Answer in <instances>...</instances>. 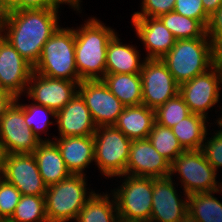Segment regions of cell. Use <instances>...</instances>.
<instances>
[{
    "label": "cell",
    "instance_id": "obj_1",
    "mask_svg": "<svg viewBox=\"0 0 222 222\" xmlns=\"http://www.w3.org/2000/svg\"><path fill=\"white\" fill-rule=\"evenodd\" d=\"M59 10L61 7L4 13L0 19V34L34 68L44 44L61 26Z\"/></svg>",
    "mask_w": 222,
    "mask_h": 222
},
{
    "label": "cell",
    "instance_id": "obj_2",
    "mask_svg": "<svg viewBox=\"0 0 222 222\" xmlns=\"http://www.w3.org/2000/svg\"><path fill=\"white\" fill-rule=\"evenodd\" d=\"M95 16L75 28V62L80 80H101L106 74L107 45L117 33Z\"/></svg>",
    "mask_w": 222,
    "mask_h": 222
},
{
    "label": "cell",
    "instance_id": "obj_3",
    "mask_svg": "<svg viewBox=\"0 0 222 222\" xmlns=\"http://www.w3.org/2000/svg\"><path fill=\"white\" fill-rule=\"evenodd\" d=\"M180 85L209 70L216 61V50L207 33L201 38L178 39L161 59Z\"/></svg>",
    "mask_w": 222,
    "mask_h": 222
},
{
    "label": "cell",
    "instance_id": "obj_4",
    "mask_svg": "<svg viewBox=\"0 0 222 222\" xmlns=\"http://www.w3.org/2000/svg\"><path fill=\"white\" fill-rule=\"evenodd\" d=\"M33 71L43 76L81 82L75 62V28L59 27L42 48Z\"/></svg>",
    "mask_w": 222,
    "mask_h": 222
},
{
    "label": "cell",
    "instance_id": "obj_5",
    "mask_svg": "<svg viewBox=\"0 0 222 222\" xmlns=\"http://www.w3.org/2000/svg\"><path fill=\"white\" fill-rule=\"evenodd\" d=\"M86 178V175L71 174L59 183L47 187L45 206L48 222H72L76 220L86 201L95 192V189L87 187Z\"/></svg>",
    "mask_w": 222,
    "mask_h": 222
},
{
    "label": "cell",
    "instance_id": "obj_6",
    "mask_svg": "<svg viewBox=\"0 0 222 222\" xmlns=\"http://www.w3.org/2000/svg\"><path fill=\"white\" fill-rule=\"evenodd\" d=\"M113 194L119 219L124 222H149L152 209L153 178L121 175ZM123 178V179H122ZM119 184V186H118Z\"/></svg>",
    "mask_w": 222,
    "mask_h": 222
},
{
    "label": "cell",
    "instance_id": "obj_7",
    "mask_svg": "<svg viewBox=\"0 0 222 222\" xmlns=\"http://www.w3.org/2000/svg\"><path fill=\"white\" fill-rule=\"evenodd\" d=\"M218 173L201 150H185L170 165V177L179 180L187 195L213 192L222 188Z\"/></svg>",
    "mask_w": 222,
    "mask_h": 222
},
{
    "label": "cell",
    "instance_id": "obj_8",
    "mask_svg": "<svg viewBox=\"0 0 222 222\" xmlns=\"http://www.w3.org/2000/svg\"><path fill=\"white\" fill-rule=\"evenodd\" d=\"M93 137L97 170L108 179L124 175L132 140L115 126L97 127Z\"/></svg>",
    "mask_w": 222,
    "mask_h": 222
},
{
    "label": "cell",
    "instance_id": "obj_9",
    "mask_svg": "<svg viewBox=\"0 0 222 222\" xmlns=\"http://www.w3.org/2000/svg\"><path fill=\"white\" fill-rule=\"evenodd\" d=\"M222 65L216 62L206 72L179 85V95L189 107L191 113L207 119L209 111L216 107L222 93ZM221 93V94H220Z\"/></svg>",
    "mask_w": 222,
    "mask_h": 222
},
{
    "label": "cell",
    "instance_id": "obj_10",
    "mask_svg": "<svg viewBox=\"0 0 222 222\" xmlns=\"http://www.w3.org/2000/svg\"><path fill=\"white\" fill-rule=\"evenodd\" d=\"M20 98L16 97L0 119V147L3 154L33 153L40 143L24 121Z\"/></svg>",
    "mask_w": 222,
    "mask_h": 222
},
{
    "label": "cell",
    "instance_id": "obj_11",
    "mask_svg": "<svg viewBox=\"0 0 222 222\" xmlns=\"http://www.w3.org/2000/svg\"><path fill=\"white\" fill-rule=\"evenodd\" d=\"M142 104L156 110L179 94V84L161 59H146L140 71Z\"/></svg>",
    "mask_w": 222,
    "mask_h": 222
},
{
    "label": "cell",
    "instance_id": "obj_12",
    "mask_svg": "<svg viewBox=\"0 0 222 222\" xmlns=\"http://www.w3.org/2000/svg\"><path fill=\"white\" fill-rule=\"evenodd\" d=\"M1 177L22 195L45 196L47 191L32 153L4 154Z\"/></svg>",
    "mask_w": 222,
    "mask_h": 222
},
{
    "label": "cell",
    "instance_id": "obj_13",
    "mask_svg": "<svg viewBox=\"0 0 222 222\" xmlns=\"http://www.w3.org/2000/svg\"><path fill=\"white\" fill-rule=\"evenodd\" d=\"M78 92L84 98L96 127L114 126L125 108L102 80H82Z\"/></svg>",
    "mask_w": 222,
    "mask_h": 222
},
{
    "label": "cell",
    "instance_id": "obj_14",
    "mask_svg": "<svg viewBox=\"0 0 222 222\" xmlns=\"http://www.w3.org/2000/svg\"><path fill=\"white\" fill-rule=\"evenodd\" d=\"M78 86L76 81L51 78L33 71L24 96L57 112L78 93Z\"/></svg>",
    "mask_w": 222,
    "mask_h": 222
},
{
    "label": "cell",
    "instance_id": "obj_15",
    "mask_svg": "<svg viewBox=\"0 0 222 222\" xmlns=\"http://www.w3.org/2000/svg\"><path fill=\"white\" fill-rule=\"evenodd\" d=\"M175 182V183H174ZM174 178H153L151 218L149 222H180L188 213V195H178ZM182 196V197H181Z\"/></svg>",
    "mask_w": 222,
    "mask_h": 222
},
{
    "label": "cell",
    "instance_id": "obj_16",
    "mask_svg": "<svg viewBox=\"0 0 222 222\" xmlns=\"http://www.w3.org/2000/svg\"><path fill=\"white\" fill-rule=\"evenodd\" d=\"M33 67L0 34V81L15 97L26 93Z\"/></svg>",
    "mask_w": 222,
    "mask_h": 222
},
{
    "label": "cell",
    "instance_id": "obj_17",
    "mask_svg": "<svg viewBox=\"0 0 222 222\" xmlns=\"http://www.w3.org/2000/svg\"><path fill=\"white\" fill-rule=\"evenodd\" d=\"M171 163L147 139L132 140L125 175L162 178L170 175Z\"/></svg>",
    "mask_w": 222,
    "mask_h": 222
},
{
    "label": "cell",
    "instance_id": "obj_18",
    "mask_svg": "<svg viewBox=\"0 0 222 222\" xmlns=\"http://www.w3.org/2000/svg\"><path fill=\"white\" fill-rule=\"evenodd\" d=\"M130 23L144 44L145 59H162L175 44L176 39L158 17H131Z\"/></svg>",
    "mask_w": 222,
    "mask_h": 222
},
{
    "label": "cell",
    "instance_id": "obj_19",
    "mask_svg": "<svg viewBox=\"0 0 222 222\" xmlns=\"http://www.w3.org/2000/svg\"><path fill=\"white\" fill-rule=\"evenodd\" d=\"M55 122L59 137L93 136L97 129L86 102L79 92L56 112Z\"/></svg>",
    "mask_w": 222,
    "mask_h": 222
},
{
    "label": "cell",
    "instance_id": "obj_20",
    "mask_svg": "<svg viewBox=\"0 0 222 222\" xmlns=\"http://www.w3.org/2000/svg\"><path fill=\"white\" fill-rule=\"evenodd\" d=\"M57 144L66 168L73 175H87L86 170L90 168L94 159V137L93 136H53ZM87 168V169H85Z\"/></svg>",
    "mask_w": 222,
    "mask_h": 222
},
{
    "label": "cell",
    "instance_id": "obj_21",
    "mask_svg": "<svg viewBox=\"0 0 222 222\" xmlns=\"http://www.w3.org/2000/svg\"><path fill=\"white\" fill-rule=\"evenodd\" d=\"M119 36L117 32L107 45L106 74L140 73L146 59H141L137 46L123 44Z\"/></svg>",
    "mask_w": 222,
    "mask_h": 222
},
{
    "label": "cell",
    "instance_id": "obj_22",
    "mask_svg": "<svg viewBox=\"0 0 222 222\" xmlns=\"http://www.w3.org/2000/svg\"><path fill=\"white\" fill-rule=\"evenodd\" d=\"M32 154L47 186L59 183L71 175L54 141H41Z\"/></svg>",
    "mask_w": 222,
    "mask_h": 222
},
{
    "label": "cell",
    "instance_id": "obj_23",
    "mask_svg": "<svg viewBox=\"0 0 222 222\" xmlns=\"http://www.w3.org/2000/svg\"><path fill=\"white\" fill-rule=\"evenodd\" d=\"M155 122V110L141 104L125 106L114 126L130 140H139L148 138Z\"/></svg>",
    "mask_w": 222,
    "mask_h": 222
},
{
    "label": "cell",
    "instance_id": "obj_24",
    "mask_svg": "<svg viewBox=\"0 0 222 222\" xmlns=\"http://www.w3.org/2000/svg\"><path fill=\"white\" fill-rule=\"evenodd\" d=\"M101 80L125 106L142 104V79L140 73L105 74Z\"/></svg>",
    "mask_w": 222,
    "mask_h": 222
},
{
    "label": "cell",
    "instance_id": "obj_25",
    "mask_svg": "<svg viewBox=\"0 0 222 222\" xmlns=\"http://www.w3.org/2000/svg\"><path fill=\"white\" fill-rule=\"evenodd\" d=\"M107 193L94 192L74 222H118L120 219L115 198L112 193Z\"/></svg>",
    "mask_w": 222,
    "mask_h": 222
},
{
    "label": "cell",
    "instance_id": "obj_26",
    "mask_svg": "<svg viewBox=\"0 0 222 222\" xmlns=\"http://www.w3.org/2000/svg\"><path fill=\"white\" fill-rule=\"evenodd\" d=\"M211 124L206 117L191 113L171 129L185 150H201Z\"/></svg>",
    "mask_w": 222,
    "mask_h": 222
},
{
    "label": "cell",
    "instance_id": "obj_27",
    "mask_svg": "<svg viewBox=\"0 0 222 222\" xmlns=\"http://www.w3.org/2000/svg\"><path fill=\"white\" fill-rule=\"evenodd\" d=\"M216 193L222 194V188L188 195V213L198 222H222V201Z\"/></svg>",
    "mask_w": 222,
    "mask_h": 222
},
{
    "label": "cell",
    "instance_id": "obj_28",
    "mask_svg": "<svg viewBox=\"0 0 222 222\" xmlns=\"http://www.w3.org/2000/svg\"><path fill=\"white\" fill-rule=\"evenodd\" d=\"M176 40L201 38L207 29L198 21L174 11L158 17Z\"/></svg>",
    "mask_w": 222,
    "mask_h": 222
},
{
    "label": "cell",
    "instance_id": "obj_29",
    "mask_svg": "<svg viewBox=\"0 0 222 222\" xmlns=\"http://www.w3.org/2000/svg\"><path fill=\"white\" fill-rule=\"evenodd\" d=\"M21 105L24 109V121L26 122L27 127L32 129L33 134L40 140V142L53 141V138L50 139L48 136V129L50 125H56L54 122V120H56V112L43 105L35 104L34 102L30 104L21 103ZM50 117L53 119L52 121L50 120ZM42 134L45 136L47 134L46 138H44V136L42 137Z\"/></svg>",
    "mask_w": 222,
    "mask_h": 222
},
{
    "label": "cell",
    "instance_id": "obj_30",
    "mask_svg": "<svg viewBox=\"0 0 222 222\" xmlns=\"http://www.w3.org/2000/svg\"><path fill=\"white\" fill-rule=\"evenodd\" d=\"M148 140L156 151L172 163L185 149L169 127L154 123Z\"/></svg>",
    "mask_w": 222,
    "mask_h": 222
},
{
    "label": "cell",
    "instance_id": "obj_31",
    "mask_svg": "<svg viewBox=\"0 0 222 222\" xmlns=\"http://www.w3.org/2000/svg\"><path fill=\"white\" fill-rule=\"evenodd\" d=\"M8 222H48L45 196L22 195Z\"/></svg>",
    "mask_w": 222,
    "mask_h": 222
},
{
    "label": "cell",
    "instance_id": "obj_32",
    "mask_svg": "<svg viewBox=\"0 0 222 222\" xmlns=\"http://www.w3.org/2000/svg\"><path fill=\"white\" fill-rule=\"evenodd\" d=\"M190 114L189 107L178 94L155 110V120L159 125L171 128Z\"/></svg>",
    "mask_w": 222,
    "mask_h": 222
},
{
    "label": "cell",
    "instance_id": "obj_33",
    "mask_svg": "<svg viewBox=\"0 0 222 222\" xmlns=\"http://www.w3.org/2000/svg\"><path fill=\"white\" fill-rule=\"evenodd\" d=\"M218 130H208L201 151L207 161L214 167L216 172L222 168V123L216 124ZM211 133H208V132ZM213 131V132H212ZM211 135V137H207Z\"/></svg>",
    "mask_w": 222,
    "mask_h": 222
},
{
    "label": "cell",
    "instance_id": "obj_34",
    "mask_svg": "<svg viewBox=\"0 0 222 222\" xmlns=\"http://www.w3.org/2000/svg\"><path fill=\"white\" fill-rule=\"evenodd\" d=\"M21 192L0 176V221H8L20 201Z\"/></svg>",
    "mask_w": 222,
    "mask_h": 222
},
{
    "label": "cell",
    "instance_id": "obj_35",
    "mask_svg": "<svg viewBox=\"0 0 222 222\" xmlns=\"http://www.w3.org/2000/svg\"><path fill=\"white\" fill-rule=\"evenodd\" d=\"M174 12L198 20L206 29L210 16L205 12L202 0H176Z\"/></svg>",
    "mask_w": 222,
    "mask_h": 222
},
{
    "label": "cell",
    "instance_id": "obj_36",
    "mask_svg": "<svg viewBox=\"0 0 222 222\" xmlns=\"http://www.w3.org/2000/svg\"><path fill=\"white\" fill-rule=\"evenodd\" d=\"M140 12H134L132 17H159L174 10L176 0H141Z\"/></svg>",
    "mask_w": 222,
    "mask_h": 222
},
{
    "label": "cell",
    "instance_id": "obj_37",
    "mask_svg": "<svg viewBox=\"0 0 222 222\" xmlns=\"http://www.w3.org/2000/svg\"><path fill=\"white\" fill-rule=\"evenodd\" d=\"M81 0H20V10L61 7L63 4L72 8L76 13H82ZM61 5V6H60Z\"/></svg>",
    "mask_w": 222,
    "mask_h": 222
},
{
    "label": "cell",
    "instance_id": "obj_38",
    "mask_svg": "<svg viewBox=\"0 0 222 222\" xmlns=\"http://www.w3.org/2000/svg\"><path fill=\"white\" fill-rule=\"evenodd\" d=\"M207 35L217 50L222 45V6L210 17Z\"/></svg>",
    "mask_w": 222,
    "mask_h": 222
},
{
    "label": "cell",
    "instance_id": "obj_39",
    "mask_svg": "<svg viewBox=\"0 0 222 222\" xmlns=\"http://www.w3.org/2000/svg\"><path fill=\"white\" fill-rule=\"evenodd\" d=\"M15 100L16 97L10 92H0V119Z\"/></svg>",
    "mask_w": 222,
    "mask_h": 222
},
{
    "label": "cell",
    "instance_id": "obj_40",
    "mask_svg": "<svg viewBox=\"0 0 222 222\" xmlns=\"http://www.w3.org/2000/svg\"><path fill=\"white\" fill-rule=\"evenodd\" d=\"M16 10H20V0H0V12L2 14Z\"/></svg>",
    "mask_w": 222,
    "mask_h": 222
},
{
    "label": "cell",
    "instance_id": "obj_41",
    "mask_svg": "<svg viewBox=\"0 0 222 222\" xmlns=\"http://www.w3.org/2000/svg\"><path fill=\"white\" fill-rule=\"evenodd\" d=\"M205 12L211 17L221 6L222 0H202Z\"/></svg>",
    "mask_w": 222,
    "mask_h": 222
},
{
    "label": "cell",
    "instance_id": "obj_42",
    "mask_svg": "<svg viewBox=\"0 0 222 222\" xmlns=\"http://www.w3.org/2000/svg\"><path fill=\"white\" fill-rule=\"evenodd\" d=\"M216 61L222 65V45L216 50Z\"/></svg>",
    "mask_w": 222,
    "mask_h": 222
},
{
    "label": "cell",
    "instance_id": "obj_43",
    "mask_svg": "<svg viewBox=\"0 0 222 222\" xmlns=\"http://www.w3.org/2000/svg\"><path fill=\"white\" fill-rule=\"evenodd\" d=\"M180 222H198L194 217L187 213Z\"/></svg>",
    "mask_w": 222,
    "mask_h": 222
},
{
    "label": "cell",
    "instance_id": "obj_44",
    "mask_svg": "<svg viewBox=\"0 0 222 222\" xmlns=\"http://www.w3.org/2000/svg\"><path fill=\"white\" fill-rule=\"evenodd\" d=\"M219 109L221 110H218L217 109V112H221V116L220 115H217V119L215 121H213L215 124H221L222 123V106H219ZM219 116V117H218Z\"/></svg>",
    "mask_w": 222,
    "mask_h": 222
},
{
    "label": "cell",
    "instance_id": "obj_45",
    "mask_svg": "<svg viewBox=\"0 0 222 222\" xmlns=\"http://www.w3.org/2000/svg\"><path fill=\"white\" fill-rule=\"evenodd\" d=\"M3 152L0 147V176L2 175V165H3Z\"/></svg>",
    "mask_w": 222,
    "mask_h": 222
},
{
    "label": "cell",
    "instance_id": "obj_46",
    "mask_svg": "<svg viewBox=\"0 0 222 222\" xmlns=\"http://www.w3.org/2000/svg\"><path fill=\"white\" fill-rule=\"evenodd\" d=\"M0 92H8V91L5 90L4 87L2 86L1 81H0Z\"/></svg>",
    "mask_w": 222,
    "mask_h": 222
}]
</instances>
